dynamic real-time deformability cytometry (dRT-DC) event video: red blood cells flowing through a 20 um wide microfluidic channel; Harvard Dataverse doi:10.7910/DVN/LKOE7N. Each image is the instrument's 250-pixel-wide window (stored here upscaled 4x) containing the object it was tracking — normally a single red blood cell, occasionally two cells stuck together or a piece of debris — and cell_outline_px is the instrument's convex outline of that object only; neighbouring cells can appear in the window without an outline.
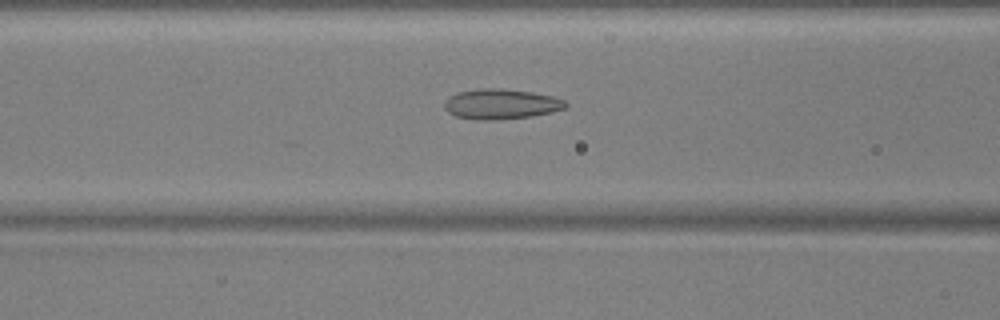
{"species": "common noctule bat (a hibernating species)", "species_latin": "Nyctalus noctula", "temperature_condition": "warm", "stored_images_in_passage": 53, "camera_frame_rate_fps": 3000, "um_per_image_px": 0.085, "animal": {"sex": "male", "body_mass_g": 17.9, "forearm_length_mm": 54.2}, "frame": {"image": 1, "passage_image": 22, "time_ms": 7.0, "image_size_px": [1000, 320], "cell_outline_px": [[568, 108], [552, 112], [532, 116], [496, 120], [476, 120], [456, 116], [448, 112], [444, 108], [444, 100], [448, 96], [456, 92], [480, 88], [500, 88], [532, 92], [552, 96], [564, 100], [568, 104]], "centroid_in_image_um": [42.57, 8.84], "position_along_channel_um": 124.0, "area_um2": 21.62}}
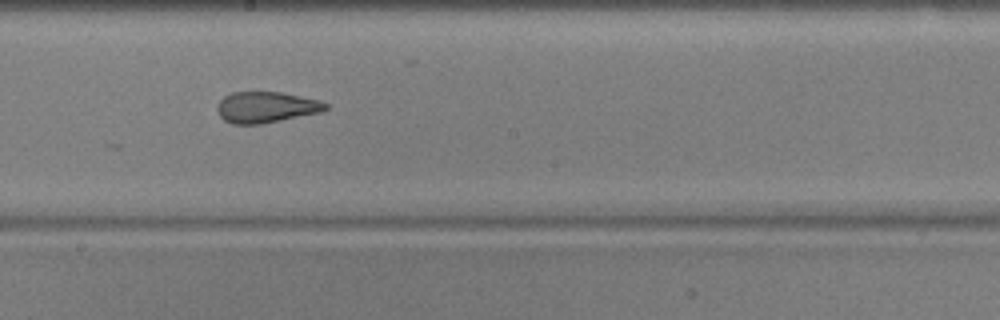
{"frame": {"image": 2, "passage_image": 30, "time_ms": 9.667, "image_size_px": [1000, 320], "cell_outline_px": [[328, 108], [320, 112], [260, 124], [232, 124], [224, 120], [220, 116], [216, 108], [220, 100], [224, 96], [232, 92], [280, 92], [320, 100], [328, 104]], "centroid_in_image_um": [22.6, 9.11], "position_along_channel_um": 225.6, "area_um2": 19.48}}
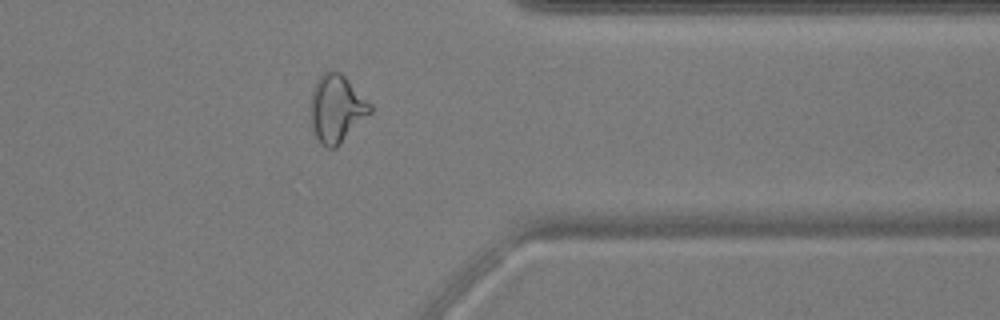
{"frame": {"image": 3, "passage_image": 43, "time_ms": 14.0, "image_size_px": [1000, 320], "cell_outline_px": [[372, 112], [336, 148], [328, 148], [320, 144], [312, 132], [308, 104], [312, 88], [316, 80], [324, 72], [332, 68], [340, 72], [372, 104]], "centroid_in_image_um": [28.56, 9.23], "position_along_channel_um": 382.8, "area_um2": 24.16}, "authors_computed_cell_mechanics": {"area_um2": 23.0044, "velocity_mm_per_s": 3.8036, "shape_relaxation_time_tau1_ms": null, "shape_relaxation_time_tau2_ms": 2.0799, "deformation_change_tau1": null, "deformation_change_tau2": 0.0827}}